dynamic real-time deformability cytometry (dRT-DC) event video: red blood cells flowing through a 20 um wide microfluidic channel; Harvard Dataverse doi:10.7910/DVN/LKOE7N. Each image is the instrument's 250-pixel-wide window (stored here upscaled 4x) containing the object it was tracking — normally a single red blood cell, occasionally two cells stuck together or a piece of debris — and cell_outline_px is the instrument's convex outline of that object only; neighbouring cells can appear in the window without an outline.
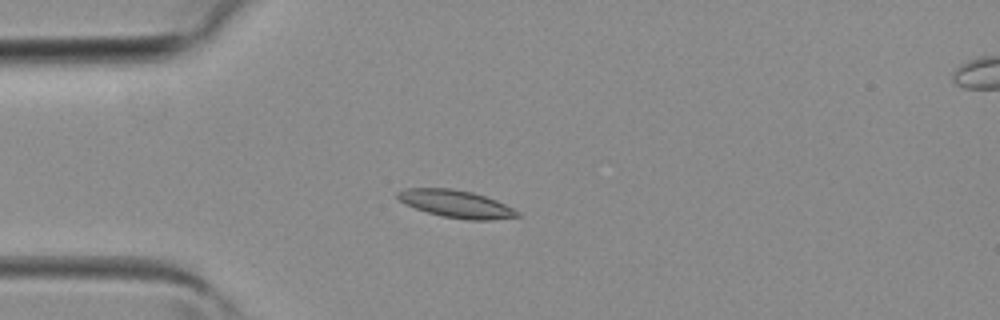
{"species": "common noctule bat (a hibernating species)", "species_latin": "Nyctalus noctula", "temperature_condition": "room temperature", "stored_images_in_passage": 4, "camera_frame_rate_fps": 3000, "um_per_image_px": 0.085, "animal": {"sex": "female", "body_mass_g": 19.3, "forearm_length_mm": 54.1}, "frame": {"image": 1, "passage_image": 3, "time_ms": 0.667, "image_size_px": [1000, 320], "cell_outline_px": [[520, 216], [488, 220], [468, 220], [444, 216], [428, 212], [416, 208], [400, 200], [396, 196], [396, 192], [404, 188], [452, 188], [472, 192], [496, 200], [520, 212]], "centroid_in_image_um": [38.77, 17.32], "position_along_channel_um": 46.2, "area_um2": 18.9}}